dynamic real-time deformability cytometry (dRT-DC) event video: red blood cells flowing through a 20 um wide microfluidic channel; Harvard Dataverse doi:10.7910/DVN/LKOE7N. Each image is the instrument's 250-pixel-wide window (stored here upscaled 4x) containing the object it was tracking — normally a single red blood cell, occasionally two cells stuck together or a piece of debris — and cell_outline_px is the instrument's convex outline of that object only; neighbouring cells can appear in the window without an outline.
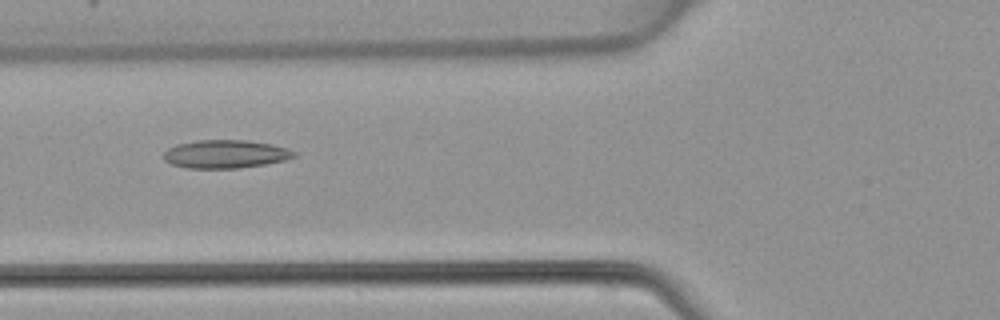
{"species": "common noctule bat (a hibernating species)", "species_latin": "Nyctalus noctula", "temperature_condition": "warm", "stored_images_in_passage": 47, "camera_frame_rate_fps": 3000, "um_per_image_px": 0.085, "animal": {"sex": "female", "body_mass_g": 22.7, "forearm_length_mm": 54.2}, "frame": {"image": 1, "passage_image": 18, "time_ms": 5.667, "image_size_px": [1000, 320], "cell_outline_px": [[296, 156], [284, 160], [264, 164], [240, 168], [188, 168], [172, 164], [164, 160], [164, 152], [168, 148], [176, 144], [200, 140], [248, 140], [272, 144], [288, 148], [296, 152]], "centroid_in_image_um": [19.17, 13.09], "position_along_channel_um": 106.6, "area_um2": 21.44}}
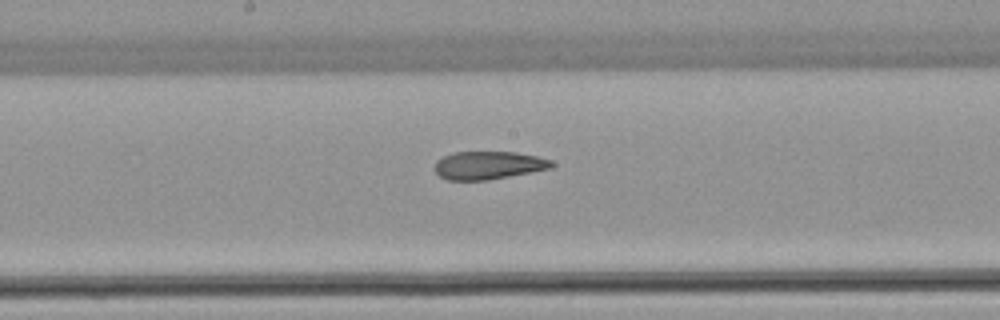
{"frame": {"image": 2, "passage_image": 25, "time_ms": 8.0, "image_size_px": [1000, 320], "cell_outline_px": [[556, 164], [552, 168], [488, 180], [448, 180], [440, 176], [432, 168], [436, 160], [452, 152], [516, 152], [536, 156], [552, 160]], "centroid_in_image_um": [41.5, 14.04], "position_along_channel_um": 206.7, "area_um2": 19.25}}
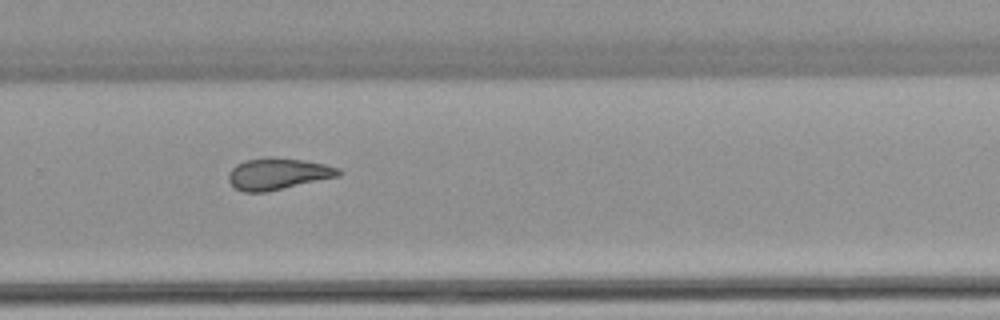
{"frame": {"image": 3, "passage_image": 32, "time_ms": 10.333, "image_size_px": [1000, 320], "cell_outline_px": [[344, 172], [340, 176], [284, 188], [264, 192], [244, 192], [236, 188], [228, 180], [228, 172], [236, 164], [244, 160], [268, 156], [272, 156], [304, 160], [324, 164], [340, 168]], "centroid_in_image_um": [23.63, 14.75], "position_along_channel_um": 306.2, "area_um2": 20.46}}